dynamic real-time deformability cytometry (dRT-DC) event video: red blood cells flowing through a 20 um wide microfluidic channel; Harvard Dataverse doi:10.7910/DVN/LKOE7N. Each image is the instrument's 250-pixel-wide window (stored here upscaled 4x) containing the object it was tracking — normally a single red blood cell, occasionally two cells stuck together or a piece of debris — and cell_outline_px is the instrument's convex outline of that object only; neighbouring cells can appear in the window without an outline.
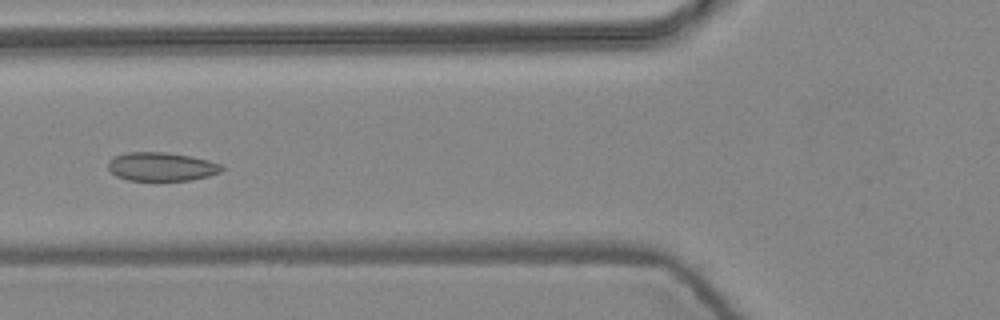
{"species": "common noctule bat (a hibernating species)", "species_latin": "Nyctalus noctula", "temperature_condition": "warm", "stored_images_in_passage": 6, "camera_frame_rate_fps": 3000, "um_per_image_px": 0.085, "animal": {"sex": "female", "body_mass_g": 24.6, "forearm_length_mm": 56.2}, "frame": {"image": 1, "passage_image": 5, "time_ms": 1.333, "image_size_px": [1000, 320], "cell_outline_px": [[224, 168], [220, 172], [208, 176], [192, 180], [128, 180], [116, 176], [108, 168], [108, 160], [116, 156], [128, 152], [164, 152], [192, 156], [208, 160], [220, 164]], "centroid_in_image_um": [13.73, 14.16], "position_along_channel_um": 112.1, "area_um2": 18.9}}
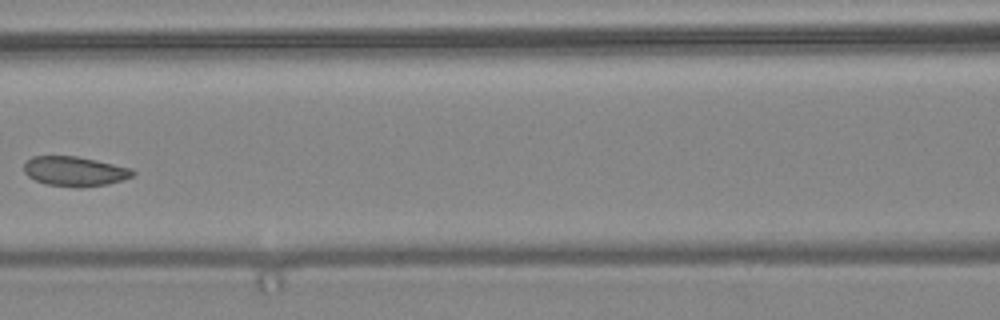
{"frame": {"image": 2, "passage_image": 6, "time_ms": 1.667, "image_size_px": [1000, 320], "cell_outline_px": [[136, 172], [132, 176], [124, 180], [108, 184], [80, 188], [76, 188], [48, 184], [36, 180], [28, 176], [24, 172], [24, 164], [32, 156], [76, 156], [96, 160], [132, 168]], "centroid_in_image_um": [6.38, 14.57], "position_along_channel_um": 160.2, "area_um2": 18.9}}